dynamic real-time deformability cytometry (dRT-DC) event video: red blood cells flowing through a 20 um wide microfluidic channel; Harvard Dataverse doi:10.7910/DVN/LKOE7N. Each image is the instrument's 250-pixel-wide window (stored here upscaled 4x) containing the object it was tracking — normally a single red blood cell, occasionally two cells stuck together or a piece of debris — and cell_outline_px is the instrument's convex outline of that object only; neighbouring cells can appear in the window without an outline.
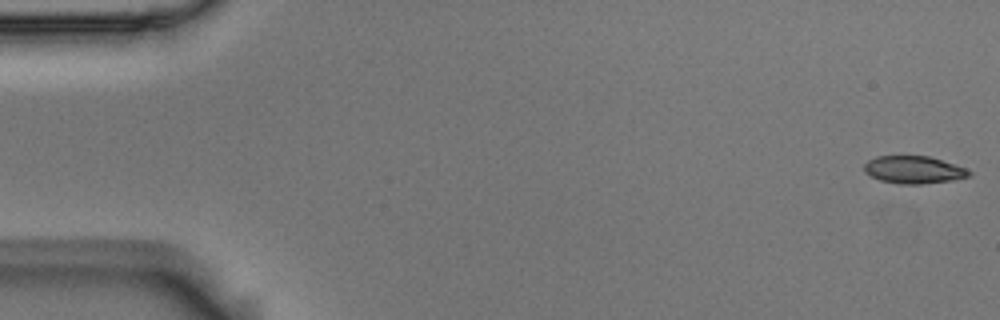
{"species": "Egyptian fruit bat (a non-hibernating species)", "species_latin": "Rousettus aegyptiacus", "temperature_condition": "room temperature", "stored_images_in_passage": 14, "camera_frame_rate_fps": 3000, "um_per_image_px": 0.085, "animal": {"sex": "male"}, "frame": {"image": 1, "passage_image": 1, "time_ms": 0.0, "image_size_px": [1000, 320], "cell_outline_px": [[972, 176], [952, 180], [920, 184], [896, 184], [880, 180], [864, 172], [864, 164], [868, 160], [876, 156], [928, 156], [964, 168], [972, 172]], "centroid_in_image_um": [77.63, 14.44], "position_along_channel_um": 7.4, "area_um2": 16.7}}
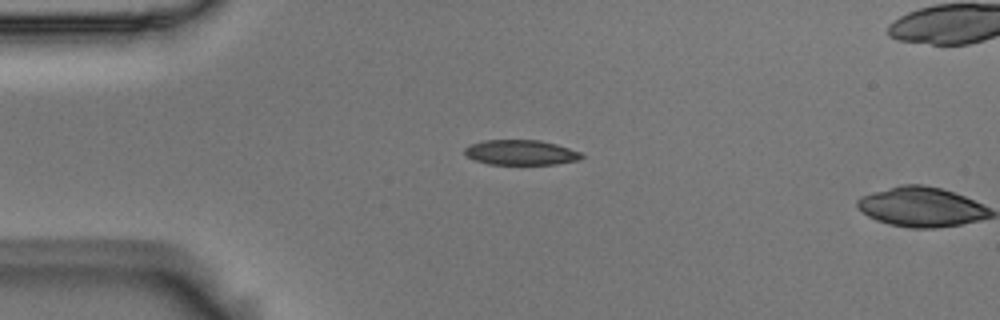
{"frame": {"image": 2, "passage_image": 13, "time_ms": 4.0, "image_size_px": [1000, 320], "cell_outline_px": [[584, 156], [580, 160], [556, 164], [488, 164], [476, 160], [468, 156], [464, 152], [464, 148], [468, 144], [484, 140], [540, 140], [556, 144], [580, 152]], "centroid_in_image_um": [44.26, 12.95], "position_along_channel_um": 40.7, "area_um2": 17.05}}